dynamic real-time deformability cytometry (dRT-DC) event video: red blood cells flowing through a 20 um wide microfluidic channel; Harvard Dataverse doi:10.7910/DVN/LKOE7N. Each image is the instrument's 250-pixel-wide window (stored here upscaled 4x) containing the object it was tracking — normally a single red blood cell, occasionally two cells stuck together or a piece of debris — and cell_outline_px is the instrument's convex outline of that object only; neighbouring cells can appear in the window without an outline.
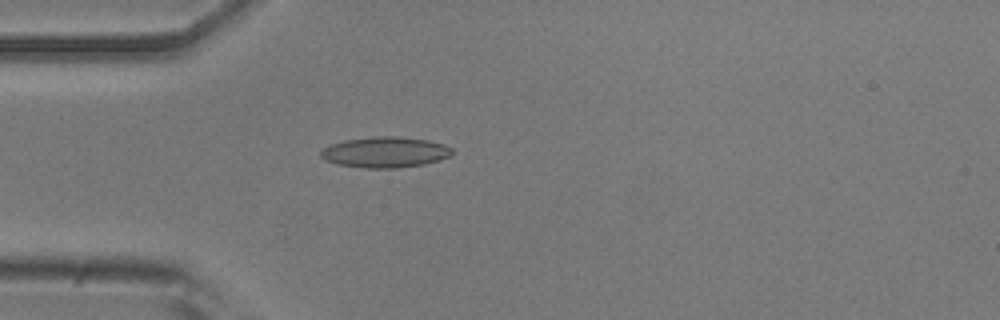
{"species": "common noctule bat (a hibernating species)", "species_latin": "Nyctalus noctula", "temperature_condition": "room temperature", "stored_images_in_passage": 24, "camera_frame_rate_fps": 3000, "um_per_image_px": 0.085, "animal": {"sex": "male", "body_mass_g": 20.5, "forearm_length_mm": 52.5}, "frame": {"image": 1, "passage_image": 15, "time_ms": 4.667, "image_size_px": [1000, 320], "cell_outline_px": [[452, 156], [440, 160], [424, 164], [396, 168], [364, 168], [336, 164], [324, 160], [320, 156], [320, 152], [324, 148], [332, 144], [344, 140], [372, 136], [400, 136], [428, 140], [444, 144], [452, 148]], "centroid_in_image_um": [32.74, 12.93], "position_along_channel_um": 52.3, "area_um2": 23.76}}
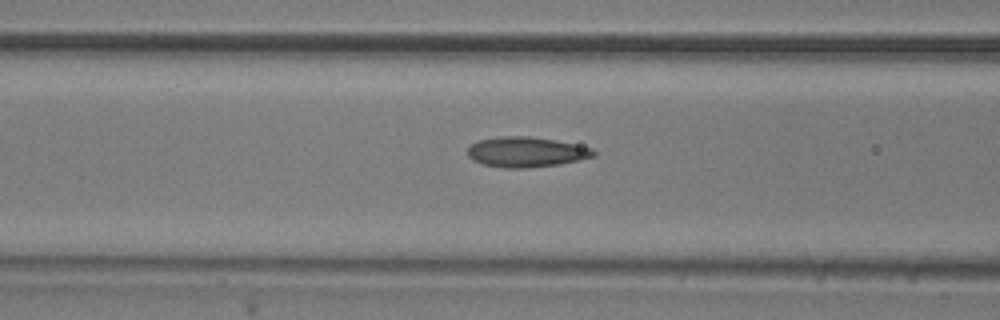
{"frame": {"image": 2, "passage_image": 21, "time_ms": 6.667, "image_size_px": [1000, 320], "cell_outline_px": [[596, 156], [580, 160], [560, 164], [524, 168], [504, 168], [484, 164], [472, 160], [468, 156], [468, 148], [472, 144], [480, 140], [500, 136], [528, 136], [552, 140], [592, 148], [596, 152]], "centroid_in_image_um": [44.72, 12.93], "position_along_channel_um": 121.9, "area_um2": 21.96}}
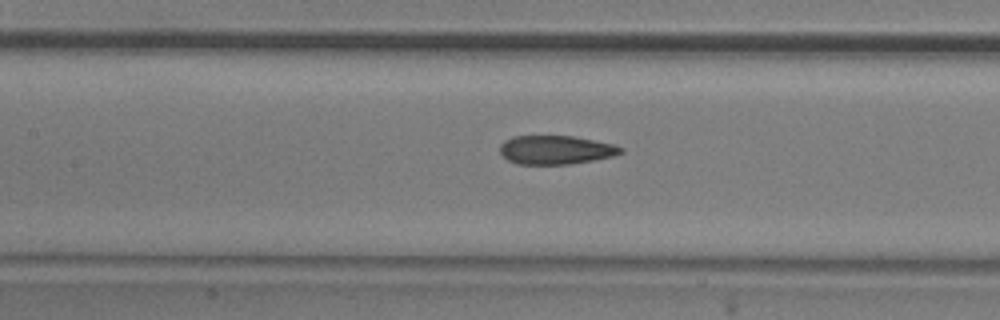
{"frame": {"image": 3, "passage_image": 24, "time_ms": 7.667, "image_size_px": [1000, 320], "cell_outline_px": [[624, 152], [612, 156], [592, 160], [568, 164], [516, 164], [508, 160], [500, 152], [500, 144], [504, 140], [512, 136], [572, 136], [612, 144], [624, 148]], "centroid_in_image_um": [47.21, 12.74], "position_along_channel_um": 160.2, "area_um2": 20.11}}